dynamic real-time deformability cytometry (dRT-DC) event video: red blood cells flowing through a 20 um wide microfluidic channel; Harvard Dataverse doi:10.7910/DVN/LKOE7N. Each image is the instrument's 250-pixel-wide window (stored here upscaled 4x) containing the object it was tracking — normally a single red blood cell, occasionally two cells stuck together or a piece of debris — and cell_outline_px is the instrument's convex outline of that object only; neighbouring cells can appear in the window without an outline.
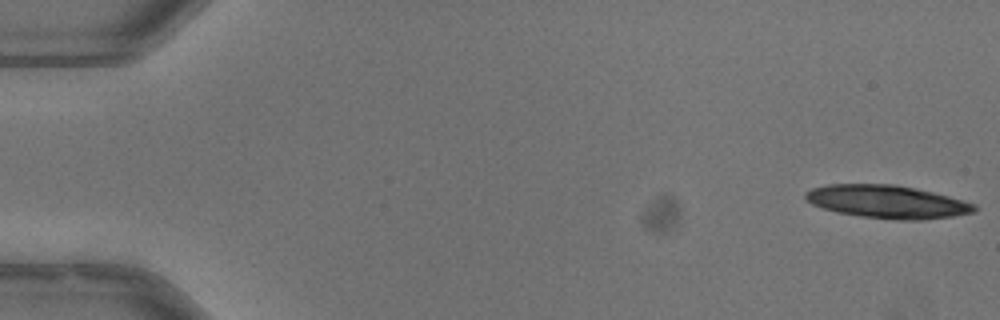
{"species": "common noctule bat (a hibernating species)", "species_latin": "Nyctalus noctula", "temperature_condition": "warm", "stored_images_in_passage": 16, "camera_frame_rate_fps": 3000, "um_per_image_px": 0.085, "animal": {"sex": "male", "body_mass_g": 13.3}, "frame": {"image": 1, "passage_image": 1, "time_ms": 0.0, "image_size_px": [1000, 320], "cell_outline_px": [[976, 208], [972, 212], [952, 216], [924, 220], [900, 220], [860, 216], [836, 212], [812, 204], [804, 196], [804, 192], [812, 188], [828, 184], [892, 184], [932, 192], [948, 196], [976, 204]], "centroid_in_image_um": [75.38, 17.15], "position_along_channel_um": 9.6, "area_um2": 32.19}}